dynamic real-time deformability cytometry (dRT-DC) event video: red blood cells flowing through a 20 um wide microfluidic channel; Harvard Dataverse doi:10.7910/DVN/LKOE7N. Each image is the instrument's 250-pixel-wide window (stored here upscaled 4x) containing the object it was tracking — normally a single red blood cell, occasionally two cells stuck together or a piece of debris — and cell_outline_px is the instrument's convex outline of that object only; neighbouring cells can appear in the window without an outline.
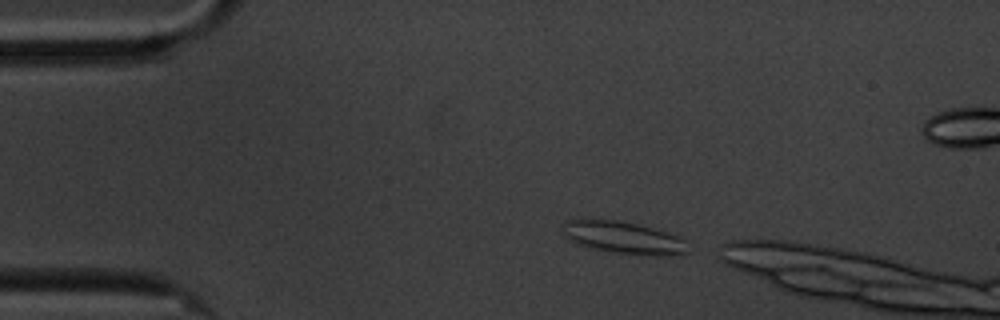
{"species": "common noctule bat (a hibernating species)", "species_latin": "Nyctalus noctula", "temperature_condition": "cold", "stored_images_in_passage": 31, "segment_of_instrument_passage": [1, 2], "camera_frame_rate_fps": 3000, "um_per_image_px": 0.085, "animal": {"sex": "male", "body_mass_g": 20.1, "forearm_length_mm": 53.5}, "frame": {"image": 1, "passage_image": 2, "time_ms": 0.333, "image_size_px": [1000, 320], "cell_outline_px": [[692, 252], [668, 256], [656, 256], [616, 252], [588, 248], [568, 240], [564, 236], [564, 224], [568, 220], [620, 220], [652, 228], [676, 236], [684, 240]], "centroid_in_image_um": [53.03, 20.22], "position_along_channel_um": 32.0, "area_um2": 23.29}}
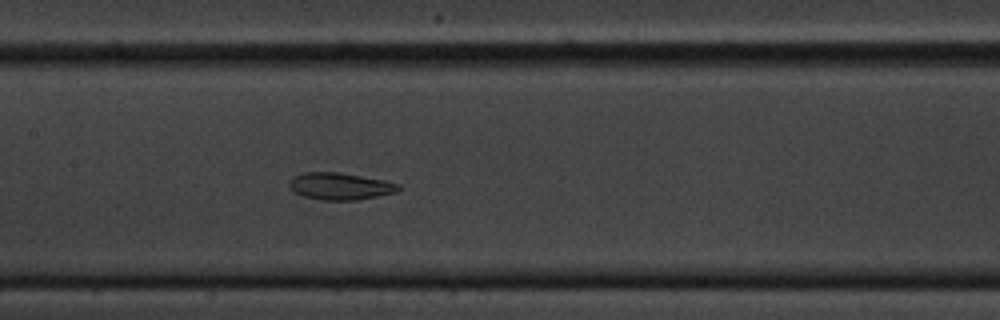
{"frame": {"image": 2, "passage_image": 19, "time_ms": 6.0, "image_size_px": [1000, 320], "cell_outline_px": [[400, 188], [396, 192], [356, 200], [320, 200], [304, 196], [292, 192], [288, 184], [292, 176], [304, 172], [336, 172], [384, 180], [400, 184]], "centroid_in_image_um": [28.85, 15.83], "position_along_channel_um": 178.5, "area_um2": 17.17}}
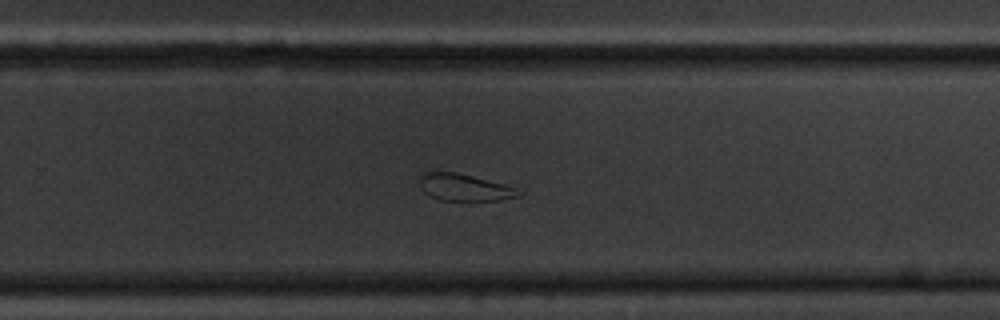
{"frame": {"image": 3, "passage_image": 29, "time_ms": 9.333, "image_size_px": [1000, 320], "cell_outline_px": [[524, 192], [520, 196], [500, 200], [472, 204], [468, 204], [440, 200], [424, 192], [420, 184], [420, 176], [424, 172], [456, 172], [504, 184]], "centroid_in_image_um": [39.52, 16.0], "position_along_channel_um": 290.3, "area_um2": 16.24}}